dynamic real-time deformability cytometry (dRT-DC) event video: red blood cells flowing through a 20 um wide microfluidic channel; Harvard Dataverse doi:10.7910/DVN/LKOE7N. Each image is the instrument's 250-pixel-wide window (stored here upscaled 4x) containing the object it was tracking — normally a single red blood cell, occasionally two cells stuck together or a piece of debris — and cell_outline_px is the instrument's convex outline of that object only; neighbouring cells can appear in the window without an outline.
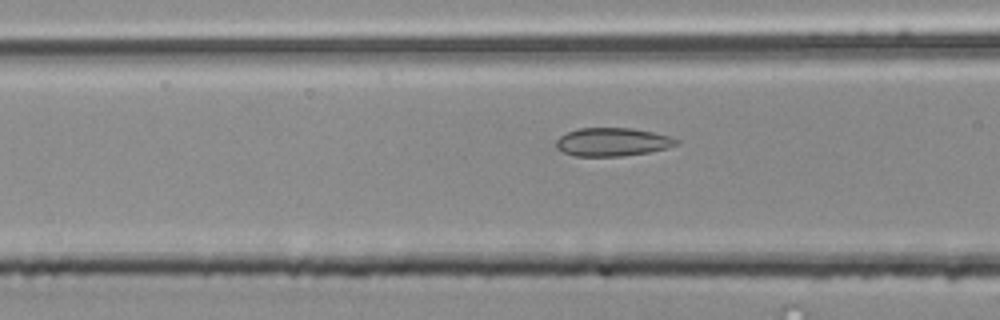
{"species": "common noctule bat (a hibernating species)", "species_latin": "Nyctalus noctula", "temperature_condition": "room temperature", "stored_images_in_passage": 9, "camera_frame_rate_fps": 3000, "um_per_image_px": 0.085, "animal": {"sex": "male", "body_mass_g": 20.4}, "frame": {"image": 1, "passage_image": 7, "time_ms": 2.0, "image_size_px": [1000, 320], "cell_outline_px": [[680, 144], [668, 148], [648, 152], [620, 156], [572, 156], [556, 148], [556, 140], [560, 136], [568, 132], [580, 128], [632, 128], [672, 136], [680, 140]], "centroid_in_image_um": [52.09, 12.07], "position_along_channel_um": 114.5, "area_um2": 19.94}}